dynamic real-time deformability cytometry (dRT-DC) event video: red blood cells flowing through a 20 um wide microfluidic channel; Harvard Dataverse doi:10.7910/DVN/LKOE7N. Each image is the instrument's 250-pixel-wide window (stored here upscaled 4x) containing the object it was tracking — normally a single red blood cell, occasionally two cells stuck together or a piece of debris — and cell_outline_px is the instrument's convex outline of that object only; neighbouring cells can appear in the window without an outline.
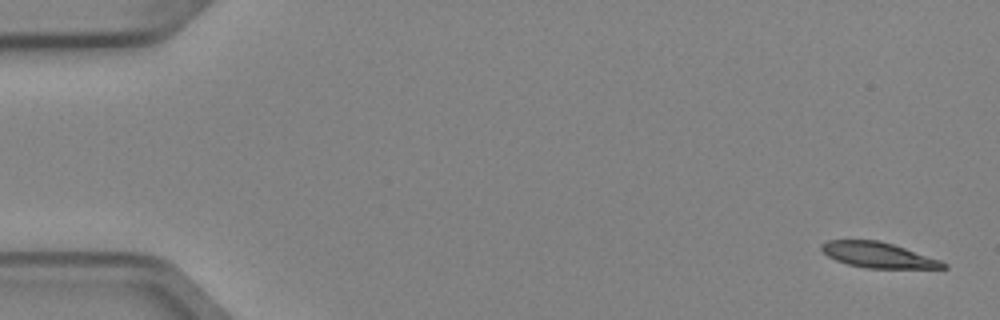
{"species": "Egyptian fruit bat (a non-hibernating species)", "species_latin": "Rousettus aegyptiacus", "temperature_condition": "cold", "stored_images_in_passage": 5, "camera_frame_rate_fps": 3000, "um_per_image_px": 0.085, "animal": {"sex": "female"}, "frame": {"image": 1, "passage_image": 1, "time_ms": 0.0, "image_size_px": [1000, 320], "cell_outline_px": [[948, 268], [868, 268], [848, 264], [836, 260], [828, 256], [820, 248], [820, 244], [828, 240], [876, 240], [892, 244], [940, 260], [948, 264]], "centroid_in_image_um": [74.62, 21.68], "position_along_channel_um": 10.4, "area_um2": 17.8}}
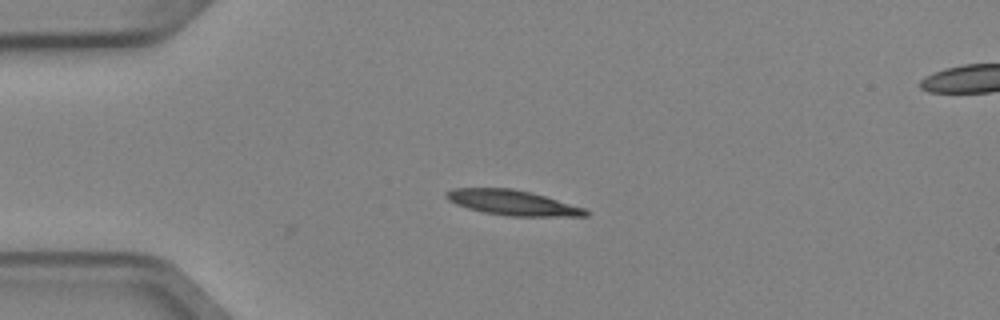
{"frame": {"image": 2, "passage_image": 4, "time_ms": 1.0, "image_size_px": [1000, 320], "cell_outline_px": [[588, 216], [508, 216], [484, 212], [468, 208], [456, 204], [448, 200], [444, 196], [444, 192], [452, 188], [512, 188], [532, 192], [584, 208], [588, 212]], "centroid_in_image_um": [43.52, 17.22], "position_along_channel_um": 41.5, "area_um2": 20.35}}